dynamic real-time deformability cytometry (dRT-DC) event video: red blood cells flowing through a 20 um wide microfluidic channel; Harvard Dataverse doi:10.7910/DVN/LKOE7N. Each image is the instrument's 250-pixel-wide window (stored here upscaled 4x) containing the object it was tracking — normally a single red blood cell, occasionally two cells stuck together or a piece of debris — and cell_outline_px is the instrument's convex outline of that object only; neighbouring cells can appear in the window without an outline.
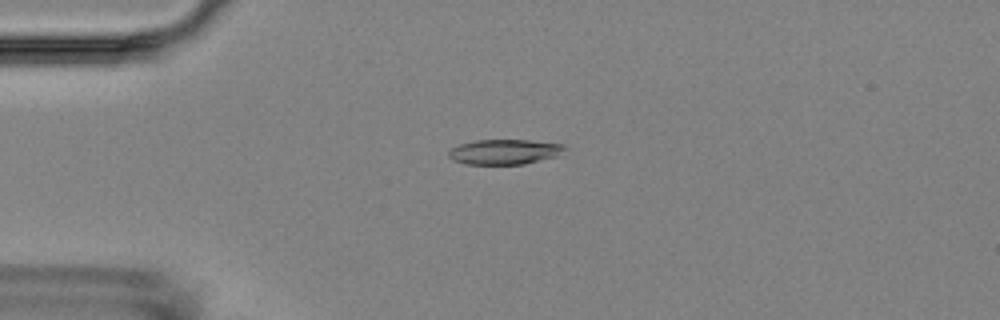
{"species": "Egyptian fruit bat (a non-hibernating species)", "species_latin": "Rousettus aegyptiacus", "temperature_condition": "room temperature", "stored_images_in_passage": 7, "camera_frame_rate_fps": 3000, "um_per_image_px": 0.085, "animal": {"sex": "female"}, "frame": {"image": 1, "passage_image": 4, "time_ms": 4.333, "image_size_px": [1000, 320], "cell_outline_px": [[568, 148], [556, 156], [524, 164], [464, 164], [452, 160], [448, 156], [448, 152], [452, 148], [460, 144], [476, 140], [528, 140], [564, 144]], "centroid_in_image_um": [42.88, 12.9], "position_along_channel_um": 42.1, "area_um2": 16.94}}